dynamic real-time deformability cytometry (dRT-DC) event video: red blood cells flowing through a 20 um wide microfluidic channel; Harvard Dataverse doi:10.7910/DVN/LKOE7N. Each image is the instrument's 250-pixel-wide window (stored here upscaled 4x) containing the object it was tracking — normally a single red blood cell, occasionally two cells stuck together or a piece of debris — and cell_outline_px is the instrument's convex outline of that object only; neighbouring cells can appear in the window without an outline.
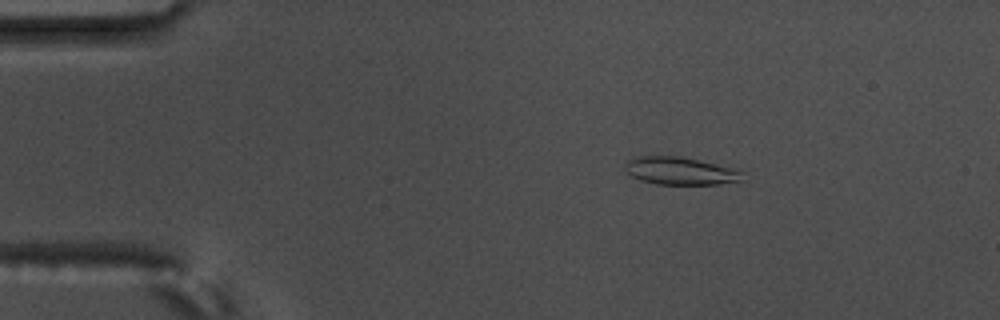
{"species": "common noctule bat (a hibernating species)", "species_latin": "Nyctalus noctula", "temperature_condition": "warm", "stored_images_in_passage": 47, "camera_frame_rate_fps": 3000, "um_per_image_px": 0.085, "animal": {"sex": "male", "body_mass_g": 17.5, "forearm_length_mm": 52.3}, "frame": {"image": 1, "passage_image": 1, "time_ms": 0.0, "image_size_px": [1000, 320], "cell_outline_px": [[744, 172], [740, 180], [720, 184], [656, 184], [640, 180], [632, 176], [624, 168], [624, 164], [628, 160], [636, 156], [680, 156]], "centroid_in_image_um": [57.73, 14.53], "position_along_channel_um": 27.3, "area_um2": 18.5}}
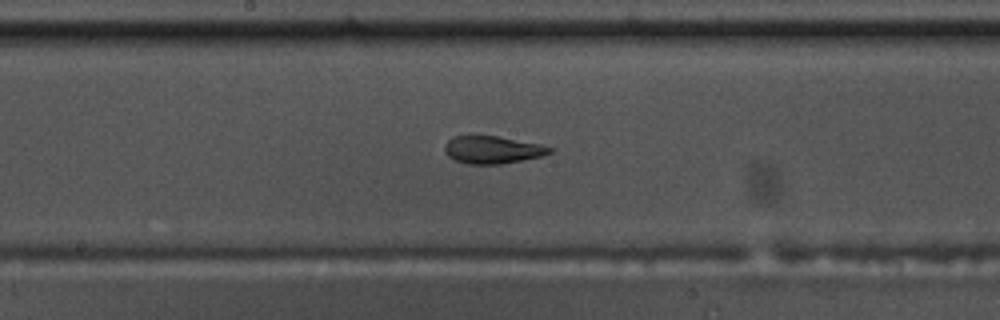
{"frame": {"image": 2, "passage_image": 21, "time_ms": 6.667, "image_size_px": [1000, 320], "cell_outline_px": [[556, 148], [552, 152], [540, 156], [500, 164], [468, 164], [456, 160], [448, 156], [444, 152], [444, 144], [452, 136], [496, 136], [540, 144]], "centroid_in_image_um": [41.84, 12.73], "position_along_channel_um": 206.4, "area_um2": 16.76}}
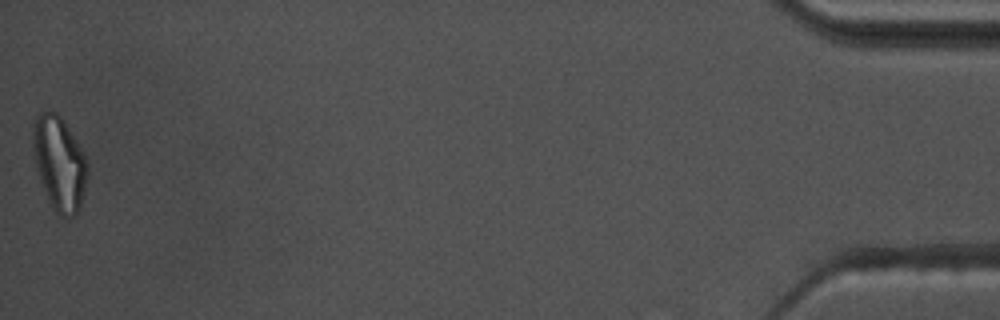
{"frame": {"image": 3, "passage_image": 47, "time_ms": 15.333, "image_size_px": [1000, 320], "cell_outline_px": [[88, 176], [80, 204], [76, 216], [68, 220], [60, 216], [52, 208], [48, 200], [40, 180], [36, 168], [32, 144], [32, 124], [36, 116], [40, 112], [56, 112], [64, 120], [80, 148], [88, 164]], "centroid_in_image_um": [5.03, 13.91], "position_along_channel_um": 430.2, "area_um2": 30.0}, "authors_computed_cell_mechanics": {"area_um2": 17.918, "velocity_mm_per_s": 3.6938, "shape_relaxation_time_tau1_ms": null, "shape_relaxation_time_tau2_ms": 2.171, "deformation_change_tau1": null, "deformation_change_tau2": 0.0929}}